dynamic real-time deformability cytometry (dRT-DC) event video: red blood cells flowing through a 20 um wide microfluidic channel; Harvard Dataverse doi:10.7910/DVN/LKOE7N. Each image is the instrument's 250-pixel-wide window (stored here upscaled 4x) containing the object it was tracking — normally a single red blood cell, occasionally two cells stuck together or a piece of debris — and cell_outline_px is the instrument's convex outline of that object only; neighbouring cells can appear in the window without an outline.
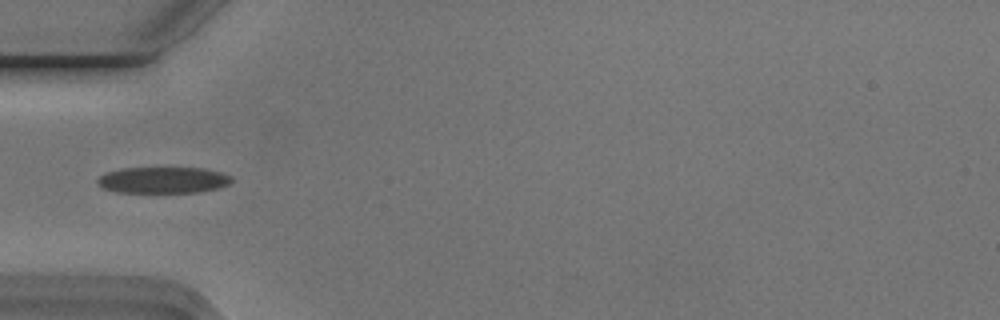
{"species": "Egyptian fruit bat (a non-hibernating species)", "species_latin": "Rousettus aegyptiacus", "temperature_condition": "cold", "stored_images_in_passage": 5, "camera_frame_rate_fps": 3000, "um_per_image_px": 0.085, "animal": {"sex": "male"}, "frame": {"image": 1, "passage_image": 5, "time_ms": 1.333, "image_size_px": [1000, 320], "cell_outline_px": [[232, 180], [228, 184], [220, 188], [200, 192], [116, 192], [104, 188], [96, 184], [96, 180], [104, 172], [120, 168], [208, 168], [232, 176]], "centroid_in_image_um": [13.85, 15.3], "position_along_channel_um": 71.1, "area_um2": 20.75}}